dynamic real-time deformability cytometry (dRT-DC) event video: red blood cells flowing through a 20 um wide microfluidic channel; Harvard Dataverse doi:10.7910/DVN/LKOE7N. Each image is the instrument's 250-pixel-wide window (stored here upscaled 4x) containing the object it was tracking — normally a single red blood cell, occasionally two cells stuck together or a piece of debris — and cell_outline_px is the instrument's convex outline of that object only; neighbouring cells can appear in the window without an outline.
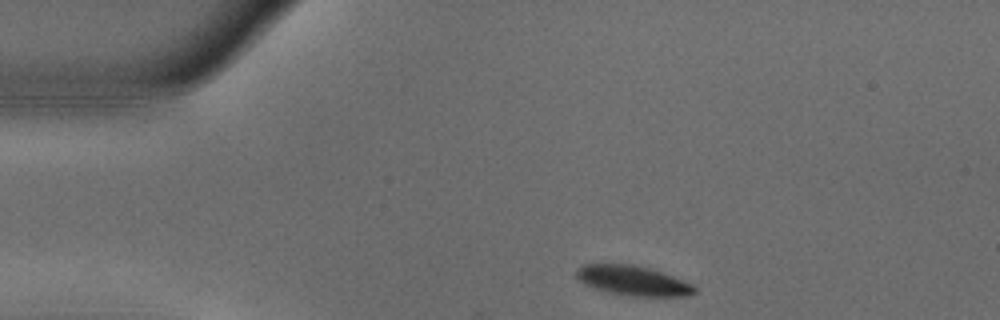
{"species": "common noctule bat (a hibernating species)", "species_latin": "Nyctalus noctula", "temperature_condition": "warm", "stored_images_in_passage": 37, "camera_frame_rate_fps": 3000, "um_per_image_px": 0.085, "animal": {"sex": "male", "body_mass_g": 18.8}, "frame": {"image": 1, "passage_image": 1, "time_ms": 0.0, "image_size_px": [1000, 320], "cell_outline_px": [[696, 292], [688, 296], [628, 296], [608, 292], [584, 284], [576, 276], [576, 268], [584, 264], [632, 264], [648, 268], [672, 276], [692, 284], [696, 288]], "centroid_in_image_um": [53.78, 23.86], "position_along_channel_um": 31.2, "area_um2": 20.35}}
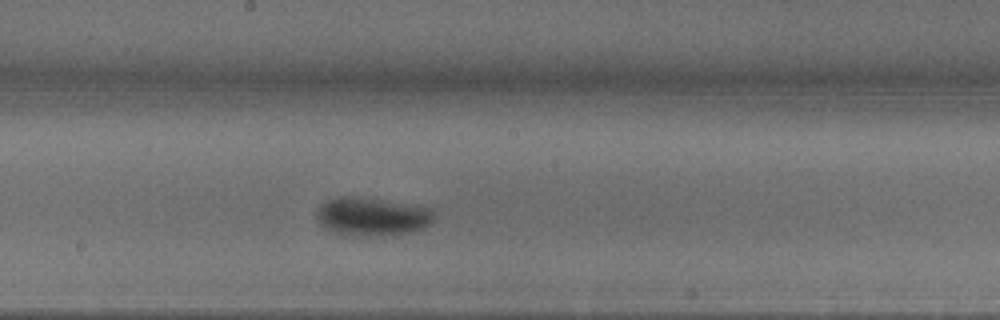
{"frame": {"image": 2, "passage_image": 20, "time_ms": 6.333, "image_size_px": [1000, 320], "cell_outline_px": [[436, 216], [424, 228], [412, 232], [384, 236], [348, 236], [336, 232], [328, 228], [316, 216], [316, 208], [320, 204], [328, 200], [340, 196], [364, 196], [432, 208]], "centroid_in_image_um": [31.66, 18.39], "position_along_channel_um": 216.5, "area_um2": 26.59}}
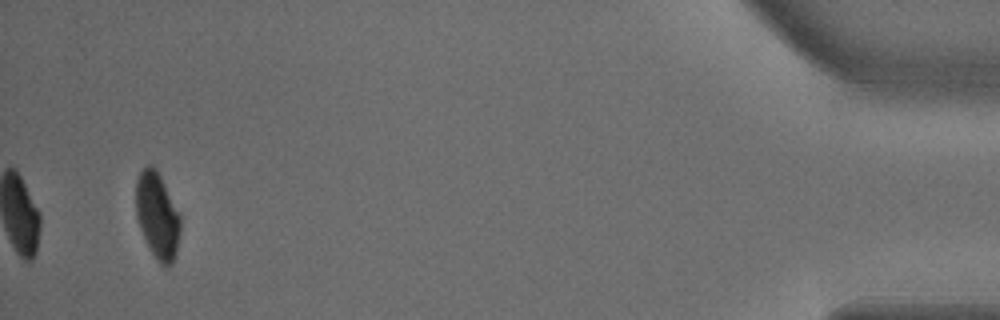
{"frame": {"image": 3, "passage_image": 37, "time_ms": 12.0, "image_size_px": [1000, 320], "cell_outline_px": [[180, 232], [176, 252], [172, 264], [168, 268], [164, 268], [156, 260], [140, 228], [136, 216], [136, 180], [140, 172], [148, 164], [152, 164], [156, 168], [180, 212]], "centroid_in_image_um": [13.39, 18.33], "position_along_channel_um": 421.8, "area_um2": 22.48}, "authors_computed_cell_mechanics": {"area_um2": 24.6228, "velocity_mm_per_s": 3.6829, "shape_relaxation_time_tau1_ms": 3.2518, "shape_relaxation_time_tau2_ms": null, "deformation_change_tau1": 0.1726, "deformation_change_tau2": null}}